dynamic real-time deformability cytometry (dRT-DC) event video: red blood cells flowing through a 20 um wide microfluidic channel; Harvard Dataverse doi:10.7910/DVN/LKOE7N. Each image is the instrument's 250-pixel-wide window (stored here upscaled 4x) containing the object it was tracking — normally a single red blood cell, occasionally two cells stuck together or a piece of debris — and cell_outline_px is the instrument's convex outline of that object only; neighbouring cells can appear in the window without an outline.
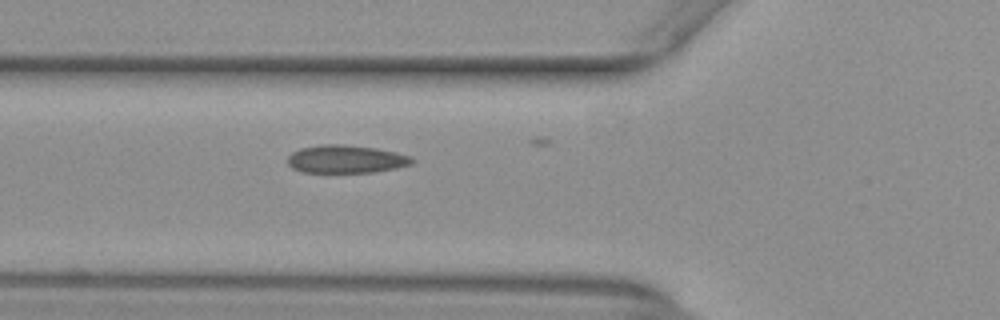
{"species": "common noctule bat (a hibernating species)", "species_latin": "Nyctalus noctula", "temperature_condition": "warm", "stored_images_in_passage": 19, "camera_frame_rate_fps": 3000, "um_per_image_px": 0.085, "animal": {"sex": "female", "body_mass_g": 29.2, "forearm_length_mm": 56.3}, "frame": {"image": 1, "passage_image": 2, "time_ms": 0.333, "image_size_px": [1000, 320], "cell_outline_px": [[416, 160], [412, 164], [396, 168], [372, 172], [300, 172], [292, 168], [288, 164], [288, 156], [292, 152], [300, 148], [320, 144], [340, 144], [376, 148], [396, 152], [412, 156]], "centroid_in_image_um": [29.41, 13.52], "position_along_channel_um": 96.4, "area_um2": 20.4}}
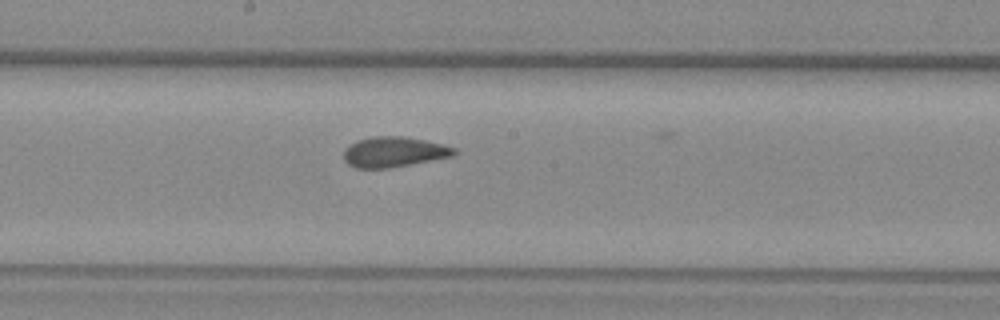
{"frame": {"image": 2, "passage_image": 11, "time_ms": 3.333, "image_size_px": [1000, 320], "cell_outline_px": [[456, 152], [452, 156], [388, 168], [356, 168], [348, 164], [344, 160], [344, 148], [356, 140], [372, 136], [404, 136], [424, 140], [456, 148]], "centroid_in_image_um": [33.42, 12.9], "position_along_channel_um": 214.8, "area_um2": 19.36}}
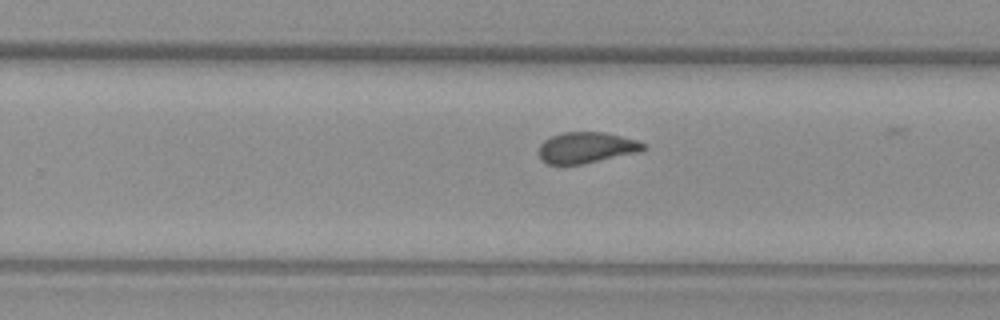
{"frame": {"image": 3, "passage_image": 16, "time_ms": 5.0, "image_size_px": [1000, 320], "cell_outline_px": [[648, 148], [640, 152], [584, 164], [548, 164], [540, 160], [540, 144], [544, 140], [552, 136], [564, 132], [604, 132], [636, 140], [648, 144]], "centroid_in_image_um": [49.89, 12.55], "position_along_channel_um": 279.9, "area_um2": 19.02}, "authors_computed_cell_mechanics": {"area_um2": 19.4786, "velocity_mm_per_s": 3.9293, "shape_relaxation_time_tau1_ms": 8.3267, "shape_relaxation_time_tau2_ms": 1.4367, "deformation_change_tau1": 0.1707, "deformation_change_tau2": 0.0445}}